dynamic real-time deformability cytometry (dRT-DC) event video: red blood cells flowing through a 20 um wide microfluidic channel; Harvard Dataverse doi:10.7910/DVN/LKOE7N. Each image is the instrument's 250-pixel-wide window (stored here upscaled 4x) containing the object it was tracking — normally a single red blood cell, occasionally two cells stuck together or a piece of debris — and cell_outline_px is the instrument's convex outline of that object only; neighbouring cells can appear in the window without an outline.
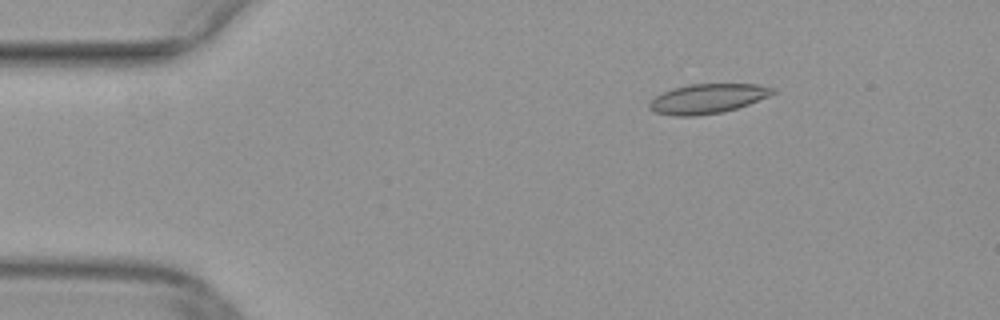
{"species": "common noctule bat (a hibernating species)", "species_latin": "Nyctalus noctula", "temperature_condition": "warm", "stored_images_in_passage": 44, "camera_frame_rate_fps": 3000, "um_per_image_px": 0.085, "animal": {"sex": "female", "body_mass_g": 29.2, "forearm_length_mm": 56.3}, "frame": {"image": 1, "passage_image": 1, "time_ms": 0.0, "image_size_px": [1000, 320], "cell_outline_px": [[776, 92], [768, 96], [748, 104], [724, 112], [696, 116], [672, 116], [656, 112], [648, 108], [648, 104], [656, 96], [672, 88], [688, 84], [756, 84], [776, 88]], "centroid_in_image_um": [60.14, 8.39], "position_along_channel_um": 24.9, "area_um2": 21.27}}
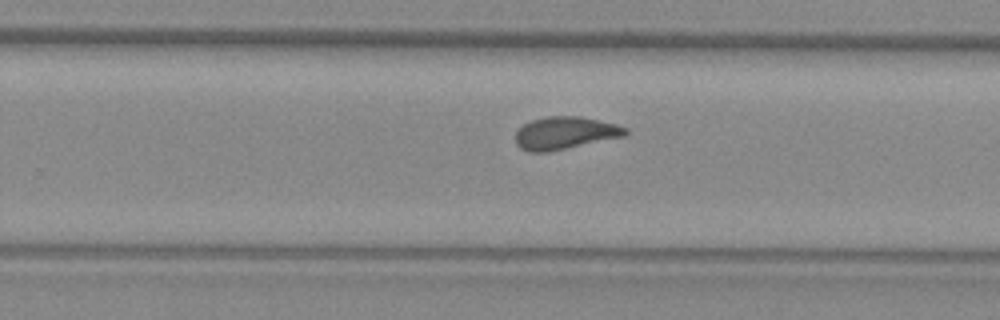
{"frame": {"image": 2, "passage_image": 25, "time_ms": 8.0, "image_size_px": [1000, 320], "cell_outline_px": [[628, 132], [624, 136], [548, 152], [528, 152], [520, 148], [516, 144], [516, 132], [524, 124], [532, 120], [548, 116], [580, 116], [616, 124], [628, 128]], "centroid_in_image_um": [48.02, 11.31], "position_along_channel_um": 281.8, "area_um2": 20.75}}
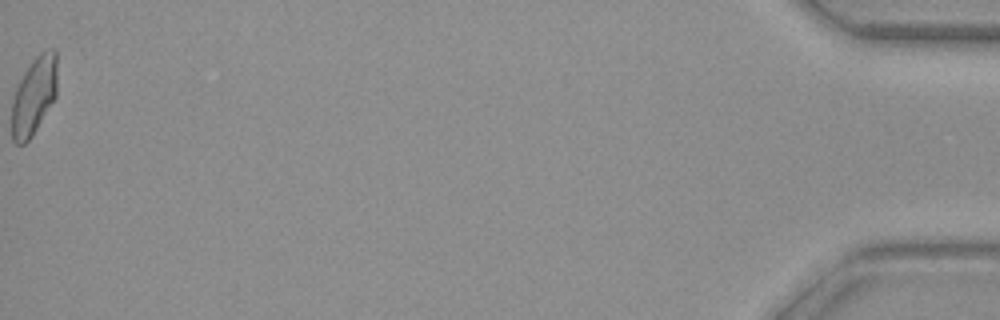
{"frame": {"image": 3, "passage_image": 44, "time_ms": 14.333, "image_size_px": [1000, 320], "cell_outline_px": [[56, 96], [32, 136], [24, 144], [16, 144], [12, 140], [12, 100], [16, 88], [24, 72], [32, 60], [44, 48], [56, 48]], "centroid_in_image_um": [2.88, 8.11], "position_along_channel_um": 432.3, "area_um2": 20.63}}